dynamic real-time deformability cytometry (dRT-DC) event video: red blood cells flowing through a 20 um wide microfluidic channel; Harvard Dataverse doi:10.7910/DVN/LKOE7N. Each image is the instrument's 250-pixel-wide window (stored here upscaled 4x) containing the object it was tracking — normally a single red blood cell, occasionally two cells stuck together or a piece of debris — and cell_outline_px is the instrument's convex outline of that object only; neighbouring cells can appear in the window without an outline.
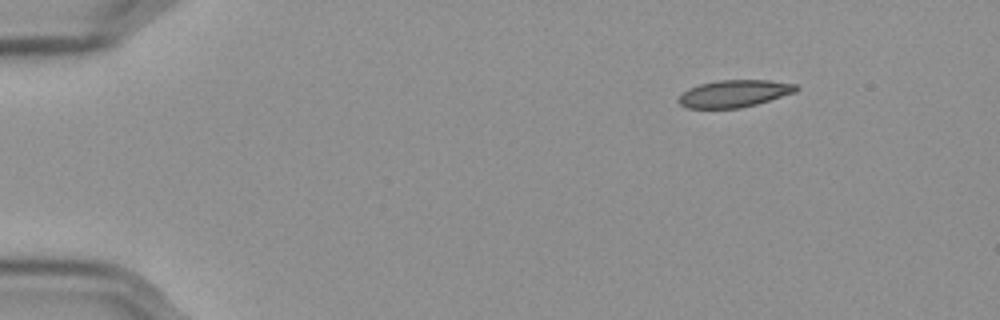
{"species": "Egyptian fruit bat (a non-hibernating species)", "species_latin": "Rousettus aegyptiacus", "temperature_condition": "cold", "stored_images_in_passage": 50, "camera_frame_rate_fps": 3000, "um_per_image_px": 0.085, "frame": {"image": 1, "passage_image": 1, "time_ms": 0.0, "image_size_px": [1000, 320], "cell_outline_px": [[800, 88], [796, 92], [756, 104], [740, 108], [688, 108], [680, 104], [676, 100], [688, 88], [700, 84], [716, 80], [768, 80], [796, 84]], "centroid_in_image_um": [62.41, 7.95], "position_along_channel_um": 22.6, "area_um2": 18.61}}
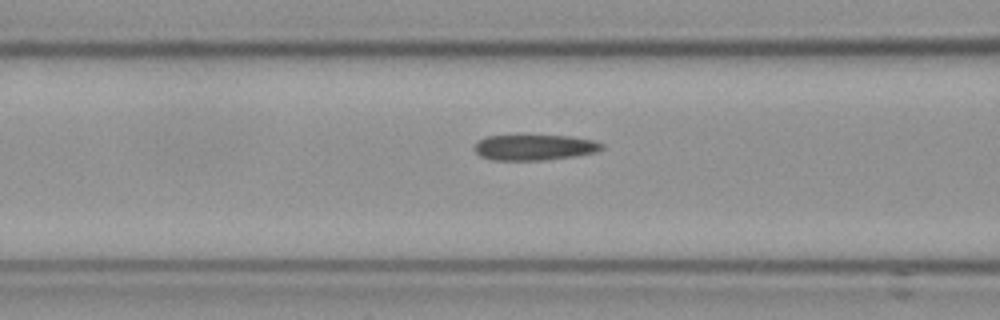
{"frame": {"image": 2, "passage_image": 17, "time_ms": 5.333, "image_size_px": [1000, 320], "cell_outline_px": [[604, 148], [596, 152], [572, 156], [544, 160], [496, 160], [480, 156], [472, 148], [476, 140], [484, 136], [516, 132], [572, 136], [596, 140], [604, 144]], "centroid_in_image_um": [45.36, 12.45], "position_along_channel_um": 121.2, "area_um2": 20.4}}
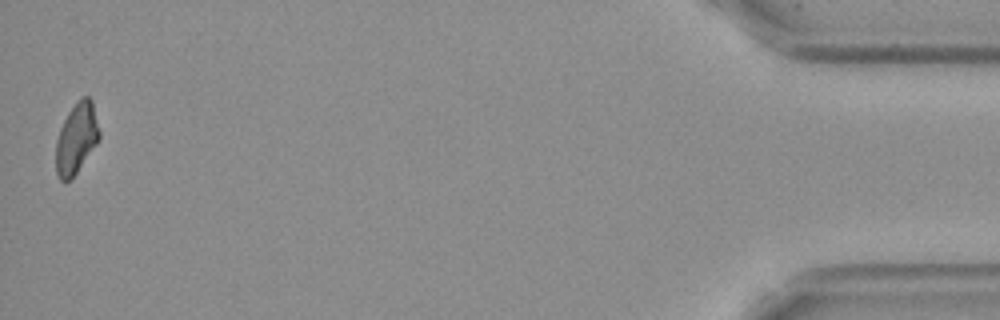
{"frame": {"image": 3, "passage_image": 50, "time_ms": 16.333, "image_size_px": [1000, 320], "cell_outline_px": [[100, 136], [96, 144], [76, 172], [68, 180], [60, 180], [56, 172], [56, 140], [60, 128], [68, 112], [80, 96], [88, 96], [92, 100], [100, 132]], "centroid_in_image_um": [6.49, 11.71], "position_along_channel_um": 428.7, "area_um2": 17.63}, "authors_computed_cell_mechanics": {"area_um2": 19.1318, "velocity_mm_per_s": 3.5774, "shape_relaxation_time_tau1_ms": null, "shape_relaxation_time_tau2_ms": 1.8118, "deformation_change_tau1": null, "deformation_change_tau2": 0.0786}}